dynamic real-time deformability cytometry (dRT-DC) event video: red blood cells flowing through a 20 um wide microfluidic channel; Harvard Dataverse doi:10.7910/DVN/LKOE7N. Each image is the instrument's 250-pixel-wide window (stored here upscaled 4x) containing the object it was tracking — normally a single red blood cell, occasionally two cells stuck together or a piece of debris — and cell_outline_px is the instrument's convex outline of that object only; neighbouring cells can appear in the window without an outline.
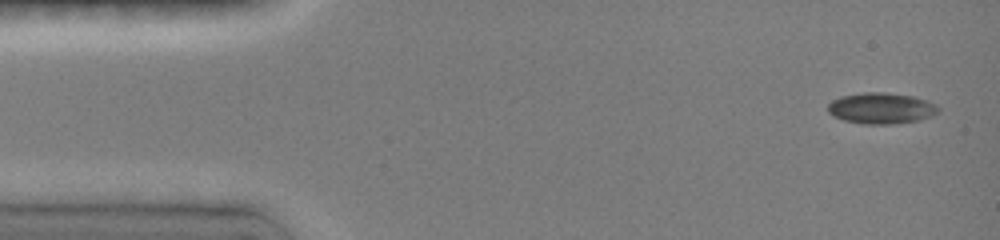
{"species": "common noctule bat (a hibernating species)", "species_latin": "Nyctalus noctula", "temperature_condition": "room temperature", "stored_images_in_passage": 9, "camera_frame_rate_fps": 3000, "um_per_image_px": 0.085, "animal": {"sex": "female", "body_mass_g": 19.0, "forearm_length_mm": 51.5}, "frame": {"image": 1, "passage_image": 1, "time_ms": 0.0, "image_size_px": [1000, 240], "cell_outline_px": [[940, 108], [936, 112], [920, 120], [888, 124], [864, 124], [844, 120], [832, 116], [828, 112], [828, 104], [832, 100], [840, 96], [864, 92], [884, 92], [912, 96], [928, 100], [936, 104]], "centroid_in_image_um": [74.87, 9.19], "position_along_channel_um": 10.1, "area_um2": 19.94}}
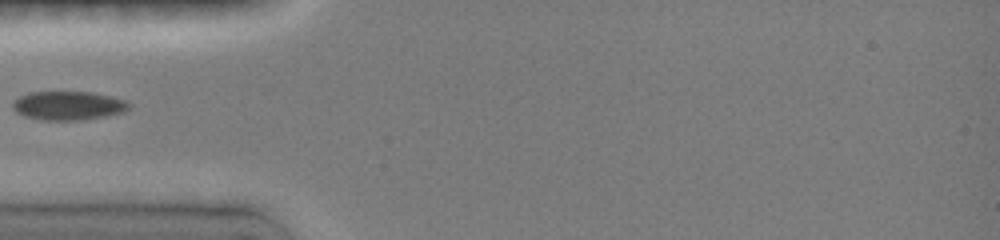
{"frame": {"image": 2, "passage_image": 6, "time_ms": 4.333, "image_size_px": [1000, 240], "cell_outline_px": [[132, 104], [124, 112], [104, 116], [80, 120], [40, 120], [24, 116], [16, 112], [12, 108], [12, 100], [28, 92], [92, 92], [124, 100]], "centroid_in_image_um": [5.75, 8.98], "position_along_channel_um": 79.3, "area_um2": 19.54}}
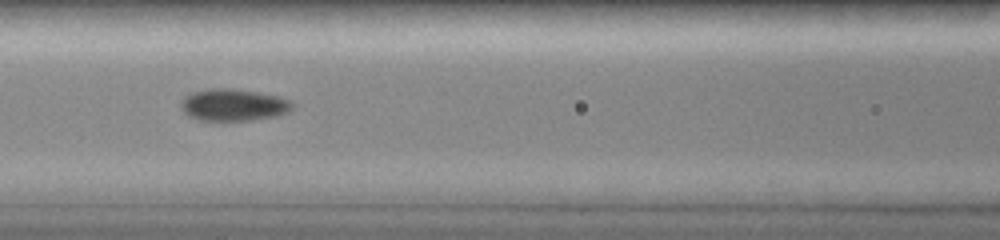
{"frame": {"image": 3, "passage_image": 8, "time_ms": 6.0, "image_size_px": [1000, 240], "cell_outline_px": [[292, 108], [288, 112], [276, 116], [252, 120], [220, 124], [196, 120], [188, 116], [184, 112], [180, 104], [184, 96], [192, 92], [256, 92], [276, 96], [288, 100], [292, 104]], "centroid_in_image_um": [19.81, 9.05], "position_along_channel_um": 146.8, "area_um2": 20.23}}